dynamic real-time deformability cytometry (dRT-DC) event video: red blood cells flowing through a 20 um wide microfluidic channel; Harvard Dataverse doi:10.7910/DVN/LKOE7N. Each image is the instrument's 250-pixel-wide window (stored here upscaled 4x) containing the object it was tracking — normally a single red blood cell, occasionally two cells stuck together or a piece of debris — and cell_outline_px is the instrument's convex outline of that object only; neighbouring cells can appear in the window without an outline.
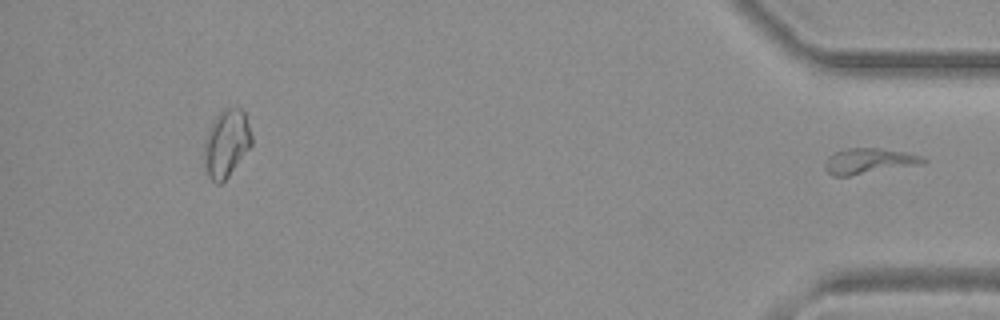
{"species": "common noctule bat (a hibernating species)", "species_latin": "Nyctalus noctula", "temperature_condition": "warm", "stored_images_in_passage": 43, "segment_of_instrument_passage": [2, 2], "camera_frame_rate_fps": 3000, "um_per_image_px": 0.085, "animal": {"sex": "female", "body_mass_g": 19.3, "forearm_length_mm": 54.1}, "frame": {"image": 1, "passage_image": 43, "time_ms": 14.0, "image_size_px": [1000, 320], "cell_outline_px": [[928, 160], [920, 164], [848, 176], [832, 176], [824, 168], [824, 164], [828, 156], [836, 152], [848, 148], [880, 148], [908, 152], [920, 156]], "centroid_in_image_um": [73.83, 13.68], "position_along_channel_um": 361.4, "area_um2": 14.51}}